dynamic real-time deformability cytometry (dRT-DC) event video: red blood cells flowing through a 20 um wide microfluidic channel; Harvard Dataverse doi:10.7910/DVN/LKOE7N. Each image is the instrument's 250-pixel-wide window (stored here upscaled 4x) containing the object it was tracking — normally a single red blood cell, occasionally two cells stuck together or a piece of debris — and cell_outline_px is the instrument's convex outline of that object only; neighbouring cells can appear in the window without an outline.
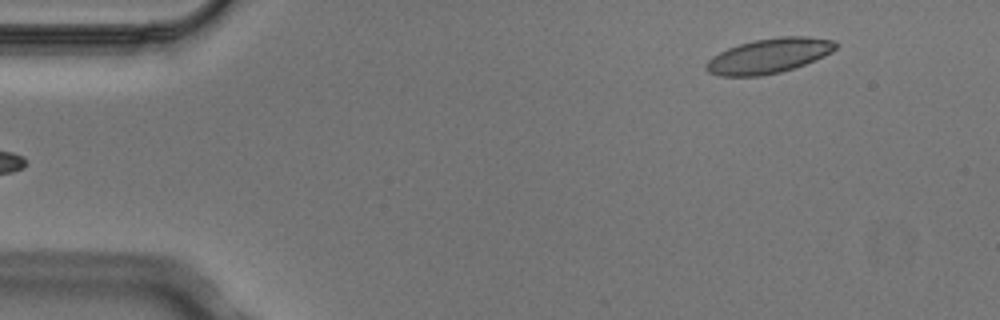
{"species": "Egyptian fruit bat (a non-hibernating species)", "species_latin": "Rousettus aegyptiacus", "temperature_condition": "cold", "stored_images_in_passage": 4, "segment_of_instrument_passage": [2, 2], "camera_frame_rate_fps": 3000, "um_per_image_px": 0.085, "animal": {"sex": "male"}, "frame": {"image": 1, "passage_image": 4, "time_ms": 1.0, "image_size_px": [1000, 320], "cell_outline_px": [[840, 44], [832, 52], [824, 56], [804, 64], [780, 72], [760, 76], [720, 76], [708, 72], [704, 68], [704, 64], [712, 56], [728, 48], [740, 44], [756, 40], [780, 36], [808, 36], [836, 40]], "centroid_in_image_um": [65.37, 4.74], "position_along_channel_um": 19.6, "area_um2": 26.36}}